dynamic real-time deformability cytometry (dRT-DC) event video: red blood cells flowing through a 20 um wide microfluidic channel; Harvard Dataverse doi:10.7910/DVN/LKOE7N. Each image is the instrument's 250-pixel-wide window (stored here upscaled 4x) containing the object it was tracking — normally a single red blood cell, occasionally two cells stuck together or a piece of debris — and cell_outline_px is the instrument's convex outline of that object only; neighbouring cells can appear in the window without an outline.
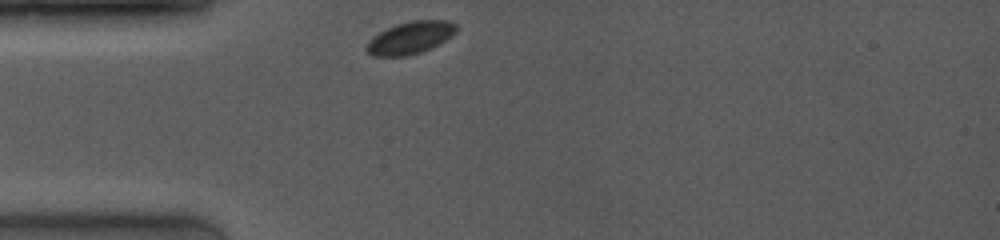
{"species": "common noctule bat (a hibernating species)", "species_latin": "Nyctalus noctula", "temperature_condition": "room temperature", "stored_images_in_passage": 5, "camera_frame_rate_fps": 4000, "um_per_image_px": 0.085, "animal": {"sex": "female", "body_mass_g": 19.0, "forearm_length_mm": 53.3}, "frame": {"image": 1, "passage_image": 1, "time_ms": 0.0, "image_size_px": [1000, 240], "cell_outline_px": [[456, 32], [452, 36], [440, 44], [432, 48], [408, 56], [372, 56], [364, 48], [368, 40], [372, 36], [396, 24], [412, 20], [452, 20], [456, 24]], "centroid_in_image_um": [34.88, 3.21], "position_along_channel_um": 50.1, "area_um2": 17.17}}